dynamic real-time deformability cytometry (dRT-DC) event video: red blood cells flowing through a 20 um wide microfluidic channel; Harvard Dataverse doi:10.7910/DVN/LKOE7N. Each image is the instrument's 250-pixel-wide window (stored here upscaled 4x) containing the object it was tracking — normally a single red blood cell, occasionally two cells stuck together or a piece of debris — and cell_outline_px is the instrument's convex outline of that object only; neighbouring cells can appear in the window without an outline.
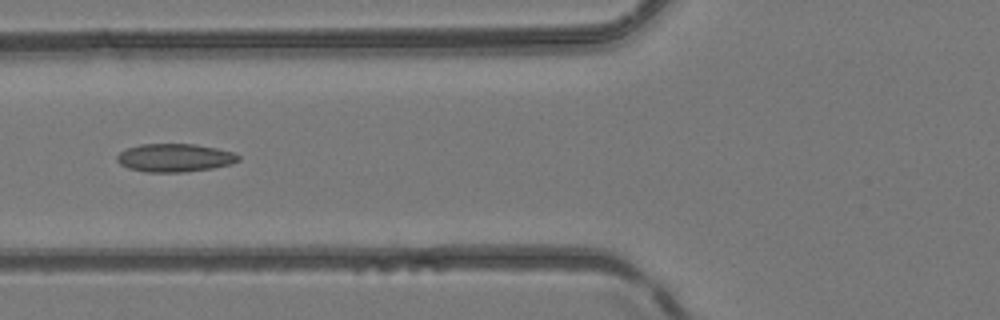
{"species": "common noctule bat (a hibernating species)", "species_latin": "Nyctalus noctula", "temperature_condition": "room temperature", "stored_images_in_passage": 2, "camera_frame_rate_fps": 3000, "um_per_image_px": 0.085, "animal": {"sex": "female", "body_mass_g": 24.6, "forearm_length_mm": 56.2}, "frame": {"image": 1, "passage_image": 2, "time_ms": 0.333, "image_size_px": [1000, 320], "cell_outline_px": [[240, 160], [232, 164], [212, 168], [184, 172], [144, 172], [128, 168], [120, 164], [116, 160], [116, 156], [120, 152], [128, 148], [140, 144], [196, 144], [236, 152], [240, 156]], "centroid_in_image_um": [14.87, 13.41], "position_along_channel_um": 110.9, "area_um2": 20.11}}